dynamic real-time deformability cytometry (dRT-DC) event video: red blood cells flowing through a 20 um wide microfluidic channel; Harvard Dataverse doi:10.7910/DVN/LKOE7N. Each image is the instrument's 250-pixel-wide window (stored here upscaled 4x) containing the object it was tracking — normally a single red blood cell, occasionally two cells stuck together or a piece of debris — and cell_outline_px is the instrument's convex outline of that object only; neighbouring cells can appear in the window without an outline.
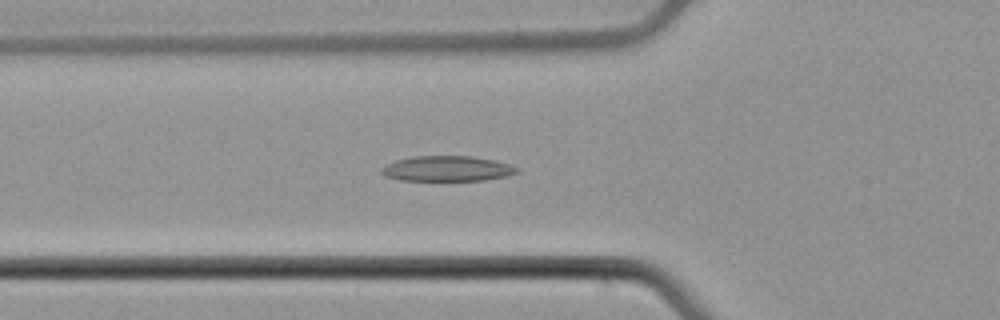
{"species": "common noctule bat (a hibernating species)", "species_latin": "Nyctalus noctula", "temperature_condition": "cold", "stored_images_in_passage": 37, "camera_frame_rate_fps": 3000, "um_per_image_px": 0.085, "animal": {"sex": "male", "body_mass_g": 21.5, "forearm_length_mm": 52.0}, "frame": {"image": 1, "passage_image": 3, "time_ms": 0.667, "image_size_px": [1000, 320], "cell_outline_px": [[520, 172], [508, 176], [484, 180], [400, 180], [384, 176], [380, 172], [380, 168], [396, 160], [412, 156], [472, 156], [492, 160], [508, 164], [520, 168]], "centroid_in_image_um": [38.01, 14.33], "position_along_channel_um": 87.8, "area_um2": 20.0}}
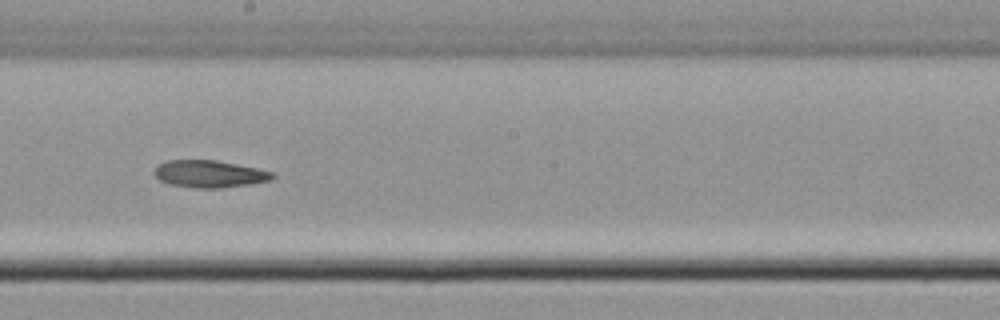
{"frame": {"image": 2, "passage_image": 14, "time_ms": 4.333, "image_size_px": [1000, 320], "cell_outline_px": [[276, 176], [272, 180], [248, 184], [220, 188], [196, 188], [168, 184], [160, 180], [152, 172], [156, 164], [168, 160], [216, 160], [276, 172]], "centroid_in_image_um": [17.79, 14.78], "position_along_channel_um": 230.4, "area_um2": 18.9}}
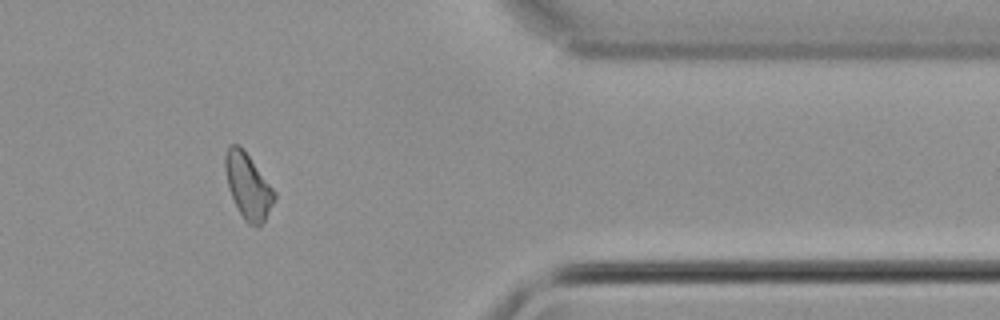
{"frame": {"image": 3, "passage_image": 28, "time_ms": 9.0, "image_size_px": [1000, 320], "cell_outline_px": [[276, 196], [264, 220], [260, 224], [248, 224], [244, 220], [232, 196], [228, 184], [224, 168], [224, 156], [228, 144], [240, 144], [244, 148], [276, 192]], "centroid_in_image_um": [21.06, 15.73], "position_along_channel_um": 390.3, "area_um2": 18.55}}